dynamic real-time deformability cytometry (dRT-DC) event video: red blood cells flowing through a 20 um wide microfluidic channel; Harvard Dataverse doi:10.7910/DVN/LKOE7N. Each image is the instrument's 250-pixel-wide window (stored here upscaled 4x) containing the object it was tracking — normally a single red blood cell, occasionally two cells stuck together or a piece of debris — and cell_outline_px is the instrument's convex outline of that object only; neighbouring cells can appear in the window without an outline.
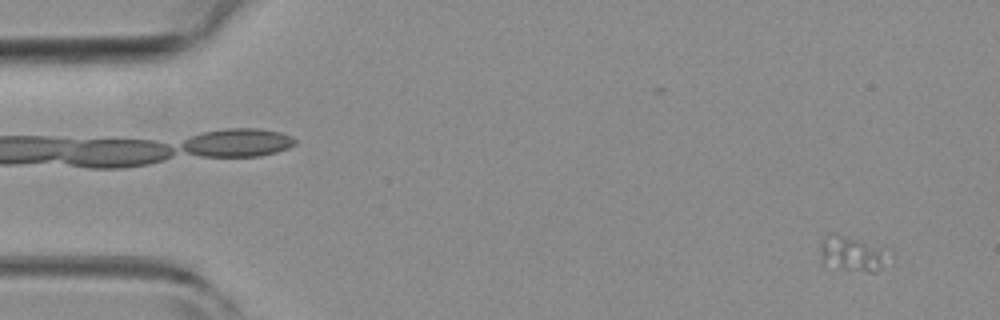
{"species": "common noctule bat (a hibernating species)", "species_latin": "Nyctalus noctula", "temperature_condition": "room temperature", "stored_images_in_passage": 9, "camera_frame_rate_fps": 3000, "um_per_image_px": 0.085, "animal": {"sex": "female", "body_mass_g": 19.3, "forearm_length_mm": 54.1}, "frame": {"image": 1, "passage_image": 2, "time_ms": 0.333, "image_size_px": [1000, 320], "cell_outline_px": [[892, 256], [876, 272], [868, 272], [824, 268], [820, 256], [820, 248], [828, 232], [836, 232], [892, 252]], "centroid_in_image_um": [72.39, 21.6], "position_along_channel_um": 12.6, "area_um2": 14.45}}
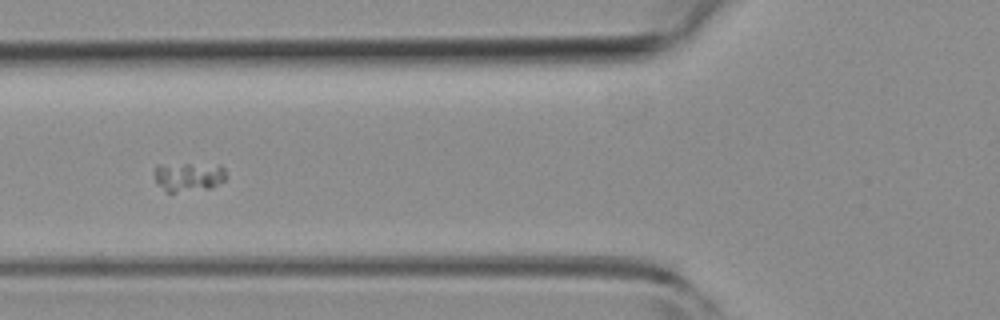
{"frame": {"image": 2, "passage_image": 7, "time_ms": 2.0, "image_size_px": [1000, 320], "cell_outline_px": [[224, 180], [212, 188], [172, 192], [164, 192], [156, 184], [156, 168], [160, 164], [220, 164], [224, 168]], "centroid_in_image_um": [16.02, 15.02], "position_along_channel_um": 109.8, "area_um2": 12.14}}
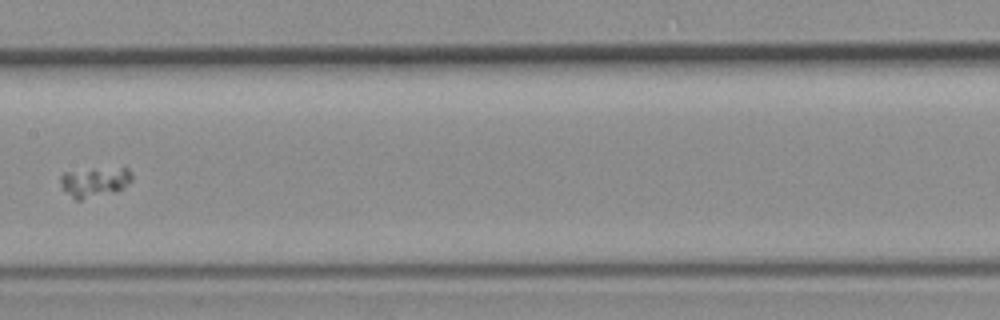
{"frame": {"image": 3, "passage_image": 9, "time_ms": 2.667, "image_size_px": [1000, 320], "cell_outline_px": [[132, 180], [128, 184], [116, 192], [80, 200], [76, 200], [60, 184], [60, 176], [64, 172], [92, 168], [128, 168], [132, 172]], "centroid_in_image_um": [8.08, 15.45], "position_along_channel_um": 199.3, "area_um2": 12.48}}